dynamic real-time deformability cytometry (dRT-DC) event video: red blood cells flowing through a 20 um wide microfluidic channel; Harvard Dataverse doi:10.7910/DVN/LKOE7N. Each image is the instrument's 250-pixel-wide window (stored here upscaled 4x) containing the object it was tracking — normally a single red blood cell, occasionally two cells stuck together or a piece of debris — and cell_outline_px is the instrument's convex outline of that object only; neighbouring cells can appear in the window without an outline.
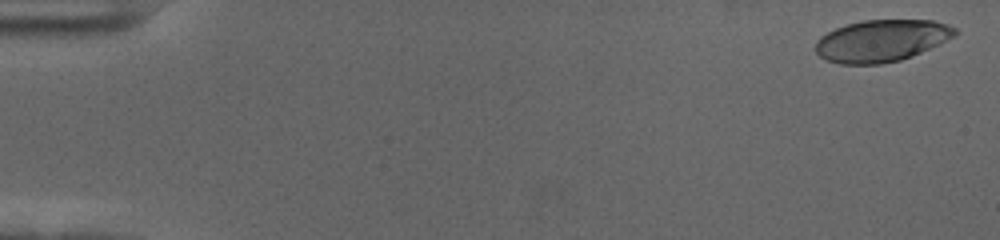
{"species": "human", "species_latin": "Homo sapiens", "temperature_condition": "cold", "stored_images_in_passage": 58, "camera_frame_rate_fps": 3000, "um_per_image_px": 0.085, "donor": {"sex": "female"}, "frame": {"image": 1, "passage_image": 2, "time_ms": 0.333, "image_size_px": [1000, 240], "cell_outline_px": [[960, 32], [940, 44], [912, 56], [900, 60], [880, 64], [840, 64], [824, 60], [816, 52], [816, 40], [820, 36], [836, 28], [848, 24], [864, 20], [932, 20], [948, 24], [956, 28]], "centroid_in_image_um": [74.94, 3.46], "position_along_channel_um": 10.1, "area_um2": 34.16}}
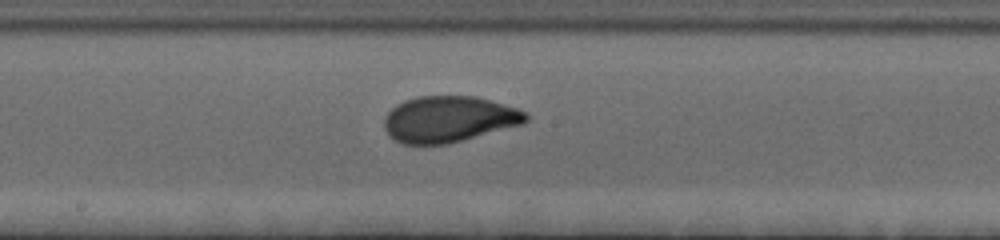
{"frame": {"image": 2, "passage_image": 32, "time_ms": 10.333, "image_size_px": [1000, 240], "cell_outline_px": [[528, 120], [524, 124], [448, 144], [404, 144], [388, 136], [384, 128], [384, 120], [388, 112], [396, 104], [404, 100], [416, 96], [476, 96], [504, 104], [528, 112]], "centroid_in_image_um": [38.16, 10.13], "position_along_channel_um": 210.0, "area_um2": 38.32}}
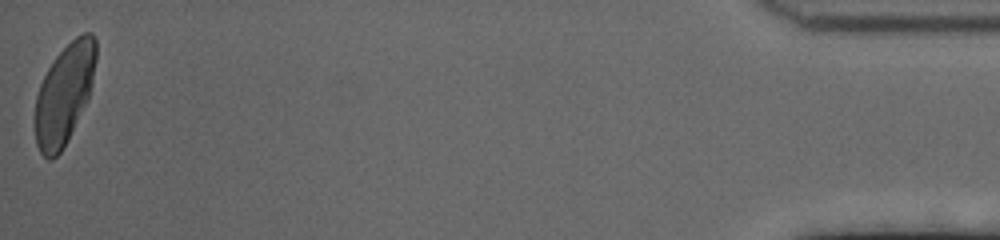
{"frame": {"image": 3, "passage_image": 58, "time_ms": 19.0, "image_size_px": [1000, 240], "cell_outline_px": [[96, 60], [92, 84], [88, 100], [68, 140], [60, 152], [52, 160], [48, 160], [40, 152], [36, 144], [36, 96], [40, 84], [48, 68], [56, 56], [76, 36], [84, 32], [92, 32], [96, 40]], "centroid_in_image_um": [5.49, 7.99], "position_along_channel_um": 429.7, "area_um2": 35.37}, "authors_computed_cell_mechanics": {"area_um2": 36.6163, "velocity_mm_per_s": 3.5438, "shape_relaxation_time_tau1_ms": 4.7548, "shape_relaxation_time_tau2_ms": null, "deformation_change_tau1": 0.1871, "deformation_change_tau2": null}}